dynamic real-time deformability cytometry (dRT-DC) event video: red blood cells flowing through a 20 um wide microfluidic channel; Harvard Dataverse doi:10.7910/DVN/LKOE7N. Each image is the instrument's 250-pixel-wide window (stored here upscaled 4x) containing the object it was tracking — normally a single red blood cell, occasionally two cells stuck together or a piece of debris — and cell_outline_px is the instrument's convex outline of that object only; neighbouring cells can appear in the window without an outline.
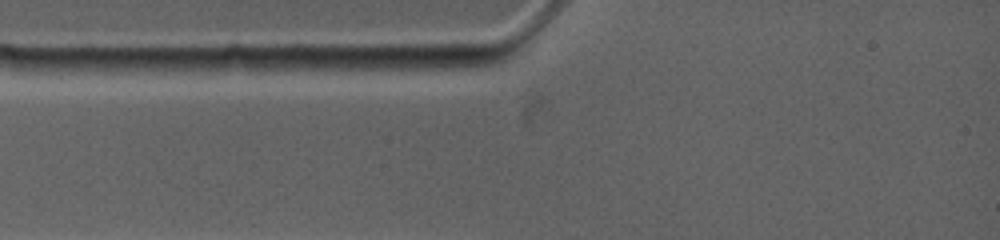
{"species": "common noctule bat (a hibernating species)", "species_latin": "Nyctalus noctula", "temperature_condition": "warm", "stored_images_in_passage": 3, "camera_frame_rate_fps": 4500, "um_per_image_px": 0.085, "animal": {"sex": "female", "body_mass_g": 19.0, "forearm_length_mm": 53.3}, "frame": {"image": 1, "passage_image": 1, "time_ms": 0.0, "image_size_px": [1000, 240], "cell_outline_px": [[500, 60], [492, 64], [444, 72], [352, 68], [352, 64], [364, 56], [488, 56]], "centroid_in_image_um": [35.95, 5.34], "position_along_channel_um": 49.0, "area_um2": 13.29}}